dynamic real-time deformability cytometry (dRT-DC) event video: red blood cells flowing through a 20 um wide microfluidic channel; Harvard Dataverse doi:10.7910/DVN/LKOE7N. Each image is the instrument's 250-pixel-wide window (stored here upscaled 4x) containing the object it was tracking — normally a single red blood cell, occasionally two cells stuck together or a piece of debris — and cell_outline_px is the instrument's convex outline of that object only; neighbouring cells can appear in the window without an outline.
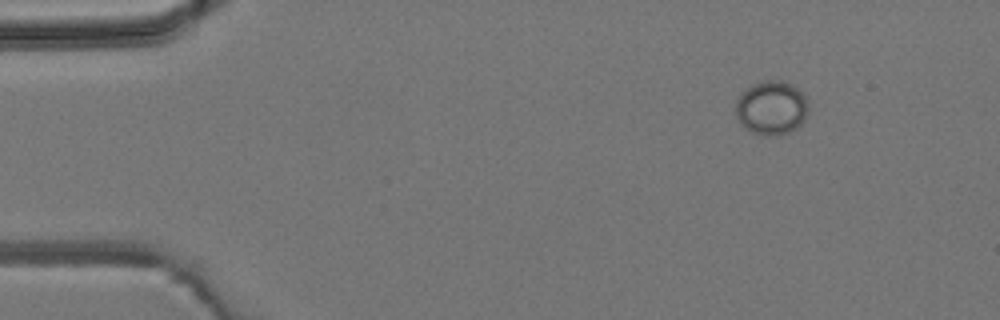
{"species": "common noctule bat (a hibernating species)", "species_latin": "Nyctalus noctula", "temperature_condition": "room temperature", "stored_images_in_passage": 4, "camera_frame_rate_fps": 3000, "um_per_image_px": 0.085, "animal": {"sex": "male", "body_mass_g": 19.2, "forearm_length_mm": 51.8}, "frame": {"image": 1, "passage_image": 1, "time_ms": 0.0, "image_size_px": [1000, 320], "cell_outline_px": [[808, 112], [804, 120], [796, 128], [780, 136], [760, 136], [744, 128], [740, 124], [736, 116], [736, 100], [752, 84], [764, 80], [780, 80], [804, 92], [808, 104]], "centroid_in_image_um": [65.58, 9.19], "position_along_channel_um": 19.4, "area_um2": 23.06}}
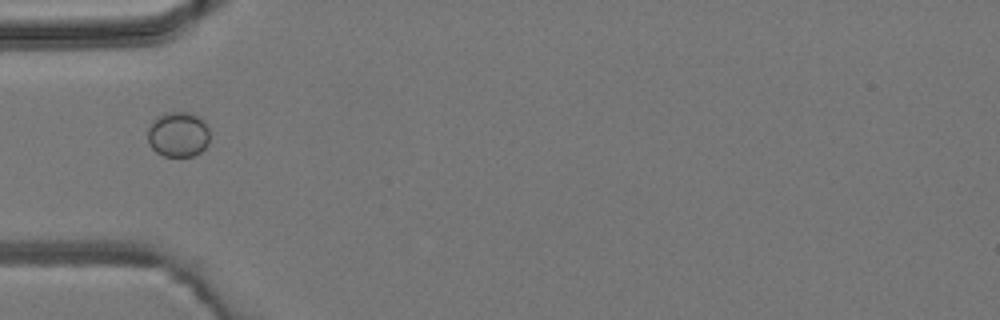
{"frame": {"image": 2, "passage_image": 4, "time_ms": 3.333, "image_size_px": [1000, 320], "cell_outline_px": [[208, 144], [200, 152], [192, 156], [164, 156], [156, 152], [152, 148], [148, 140], [148, 128], [152, 120], [156, 116], [168, 112], [192, 112], [204, 120], [208, 128]], "centroid_in_image_um": [15.14, 11.4], "position_along_channel_um": 69.9, "area_um2": 16.47}}